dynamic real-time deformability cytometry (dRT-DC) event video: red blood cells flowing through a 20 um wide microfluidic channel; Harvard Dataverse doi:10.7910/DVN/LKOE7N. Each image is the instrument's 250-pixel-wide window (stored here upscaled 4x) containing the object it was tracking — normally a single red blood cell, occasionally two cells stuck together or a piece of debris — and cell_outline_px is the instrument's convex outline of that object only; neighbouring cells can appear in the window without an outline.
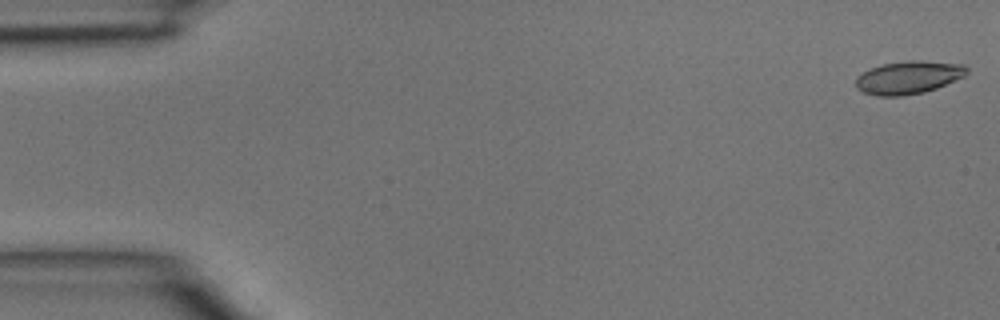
{"species": "common noctule bat (a hibernating species)", "species_latin": "Nyctalus noctula", "temperature_condition": "room temperature", "stored_images_in_passage": 40, "camera_frame_rate_fps": 3000, "um_per_image_px": 0.085, "animal": {"sex": "male", "body_mass_g": 15.6}, "frame": {"image": 1, "passage_image": 1, "time_ms": 0.0, "image_size_px": [1000, 320], "cell_outline_px": [[968, 72], [964, 76], [936, 88], [924, 92], [900, 96], [876, 96], [864, 92], [856, 88], [856, 76], [872, 68], [884, 64], [908, 60], [920, 60], [964, 64], [968, 68]], "centroid_in_image_um": [77.23, 6.58], "position_along_channel_um": 7.8, "area_um2": 21.21}}
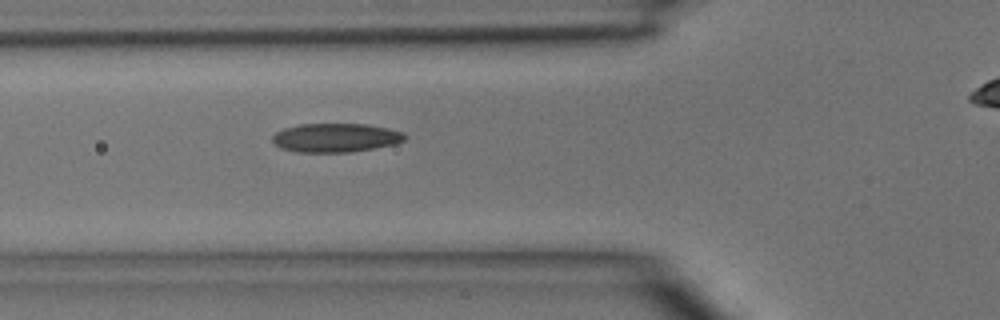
{"frame": {"image": 2, "passage_image": 16, "time_ms": 5.0, "image_size_px": [1000, 320], "cell_outline_px": [[404, 140], [396, 144], [352, 152], [296, 152], [280, 148], [272, 140], [272, 136], [276, 132], [284, 128], [300, 124], [364, 124], [388, 128], [404, 132]], "centroid_in_image_um": [28.52, 11.71], "position_along_channel_um": 97.3, "area_um2": 22.25}}
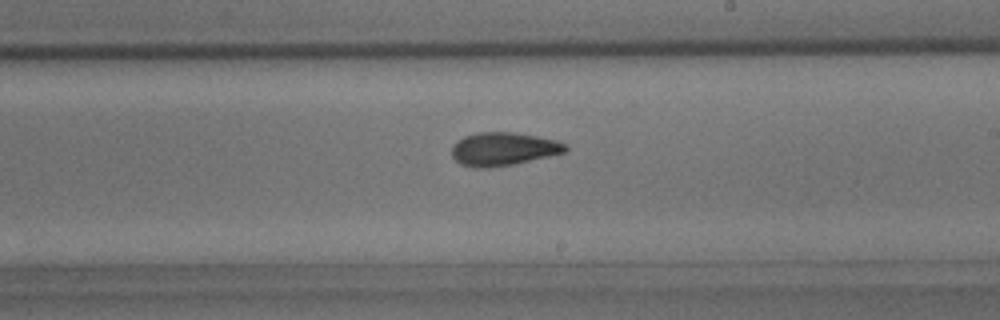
{"frame": {"image": 3, "passage_image": 26, "time_ms": 8.333, "image_size_px": [1000, 320], "cell_outline_px": [[568, 148], [564, 152], [548, 156], [512, 164], [488, 168], [476, 168], [460, 164], [452, 156], [452, 144], [456, 140], [464, 136], [476, 132], [512, 132], [536, 136], [556, 140], [564, 144]], "centroid_in_image_um": [42.72, 12.66], "position_along_channel_um": 246.3, "area_um2": 21.91}}